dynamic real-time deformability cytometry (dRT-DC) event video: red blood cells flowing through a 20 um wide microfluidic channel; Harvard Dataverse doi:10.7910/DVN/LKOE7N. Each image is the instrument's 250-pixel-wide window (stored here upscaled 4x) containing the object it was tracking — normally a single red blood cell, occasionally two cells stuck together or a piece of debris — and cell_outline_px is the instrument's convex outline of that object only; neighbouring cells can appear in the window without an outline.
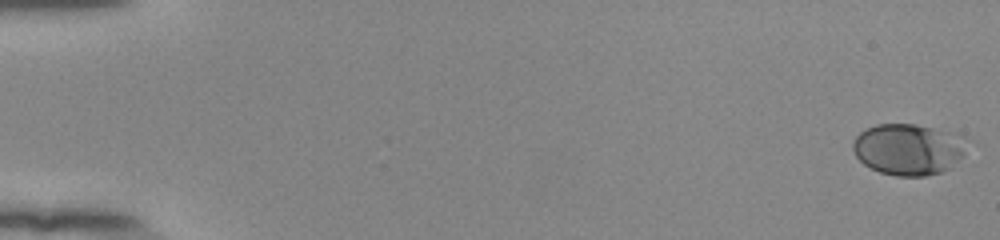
{"species": "human", "species_latin": "Homo sapiens", "temperature_condition": "room temperature", "stored_images_in_passage": 55, "camera_frame_rate_fps": 3000, "um_per_image_px": 0.085, "donor": {"sex": "female"}, "frame": {"image": 1, "passage_image": 1, "time_ms": 0.0, "image_size_px": [1000, 240], "cell_outline_px": [[972, 140], [964, 156], [952, 168], [940, 172], [924, 176], [896, 176], [880, 172], [864, 164], [856, 156], [852, 148], [852, 144], [856, 136], [860, 132], [876, 124], [916, 124], [964, 136]], "centroid_in_image_um": [77.29, 12.69], "position_along_channel_um": 7.7, "area_um2": 34.62}}
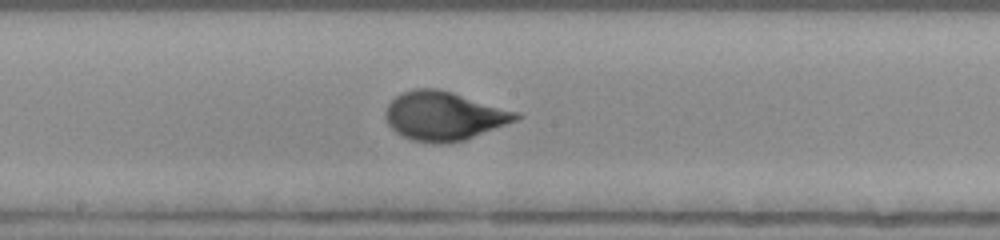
{"frame": {"image": 2, "passage_image": 31, "time_ms": 10.0, "image_size_px": [1000, 240], "cell_outline_px": [[520, 116], [516, 120], [464, 140], [444, 144], [440, 144], [412, 140], [396, 132], [388, 124], [384, 116], [384, 112], [388, 104], [400, 92], [416, 88], [436, 88], [452, 92], [520, 112]], "centroid_in_image_um": [37.7, 9.84], "position_along_channel_um": 210.5, "area_um2": 36.99}}
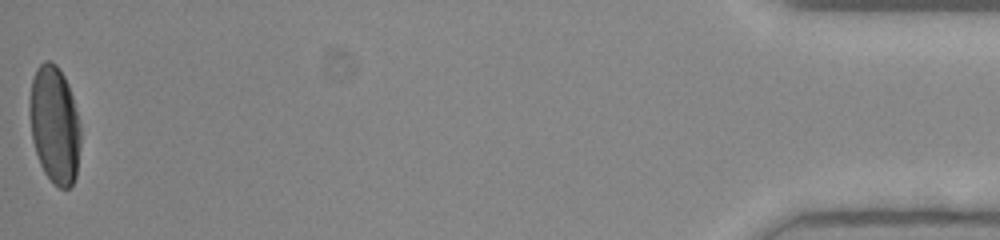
{"frame": {"image": 3, "passage_image": 55, "time_ms": 18.0, "image_size_px": [1000, 240], "cell_outline_px": [[80, 144], [76, 176], [72, 184], [68, 188], [60, 188], [44, 172], [40, 164], [32, 140], [28, 108], [28, 104], [32, 80], [36, 68], [44, 60], [48, 60], [56, 64], [64, 76], [68, 84], [72, 96], [80, 128]], "centroid_in_image_um": [4.62, 10.57], "position_along_channel_um": 430.6, "area_um2": 34.85}, "authors_computed_cell_mechanics": {"area_um2": 34.68, "velocity_mm_per_s": 3.8599, "shape_relaxation_time_tau1_ms": 4.5234, "shape_relaxation_time_tau2_ms": null, "deformation_change_tau1": 0.1869, "deformation_change_tau2": null}}